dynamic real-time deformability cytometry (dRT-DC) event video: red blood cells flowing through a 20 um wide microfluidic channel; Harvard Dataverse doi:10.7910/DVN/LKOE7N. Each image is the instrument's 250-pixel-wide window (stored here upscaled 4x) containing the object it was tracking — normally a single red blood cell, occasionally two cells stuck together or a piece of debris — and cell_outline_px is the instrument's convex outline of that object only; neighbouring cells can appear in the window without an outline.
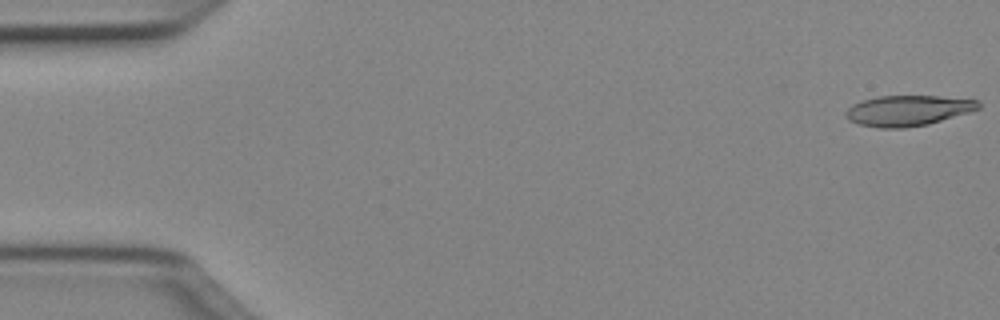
{"species": "Egyptian fruit bat (a non-hibernating species)", "species_latin": "Rousettus aegyptiacus", "temperature_condition": "cold", "stored_images_in_passage": 48, "camera_frame_rate_fps": 3000, "um_per_image_px": 0.085, "animal": {"sex": "female"}, "frame": {"image": 1, "passage_image": 1, "time_ms": 0.0, "image_size_px": [1000, 320], "cell_outline_px": [[980, 108], [968, 112], [928, 124], [904, 128], [876, 128], [860, 124], [848, 120], [844, 116], [844, 112], [852, 104], [864, 100], [880, 96], [936, 96], [980, 100]], "centroid_in_image_um": [77.14, 9.4], "position_along_channel_um": 7.9, "area_um2": 23.52}}
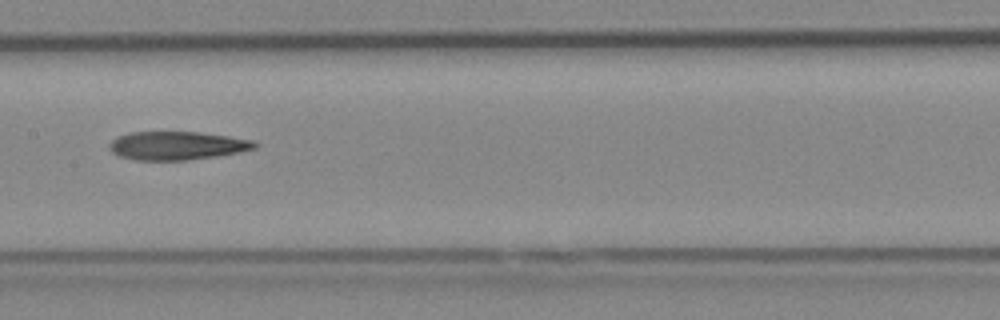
{"frame": {"image": 2, "passage_image": 25, "time_ms": 8.0, "image_size_px": [1000, 320], "cell_outline_px": [[260, 144], [256, 148], [240, 152], [216, 156], [188, 160], [136, 160], [120, 156], [112, 152], [108, 148], [108, 144], [112, 140], [128, 132], [200, 132], [228, 136], [252, 140]], "centroid_in_image_um": [15.06, 12.38], "position_along_channel_um": 192.3, "area_um2": 24.1}}
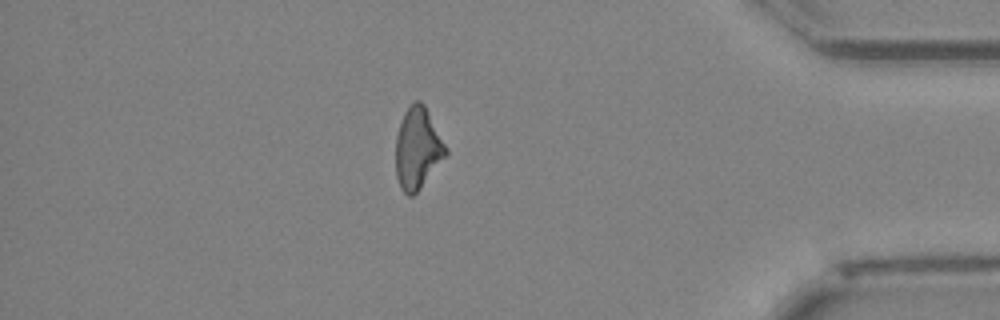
{"frame": {"image": 3, "passage_image": 43, "time_ms": 14.0, "image_size_px": [1000, 320], "cell_outline_px": [[448, 152], [420, 188], [412, 196], [408, 196], [400, 188], [396, 176], [396, 136], [404, 112], [412, 100], [420, 100], [424, 104], [448, 148]], "centroid_in_image_um": [35.49, 12.58], "position_along_channel_um": 399.7, "area_um2": 23.64}}